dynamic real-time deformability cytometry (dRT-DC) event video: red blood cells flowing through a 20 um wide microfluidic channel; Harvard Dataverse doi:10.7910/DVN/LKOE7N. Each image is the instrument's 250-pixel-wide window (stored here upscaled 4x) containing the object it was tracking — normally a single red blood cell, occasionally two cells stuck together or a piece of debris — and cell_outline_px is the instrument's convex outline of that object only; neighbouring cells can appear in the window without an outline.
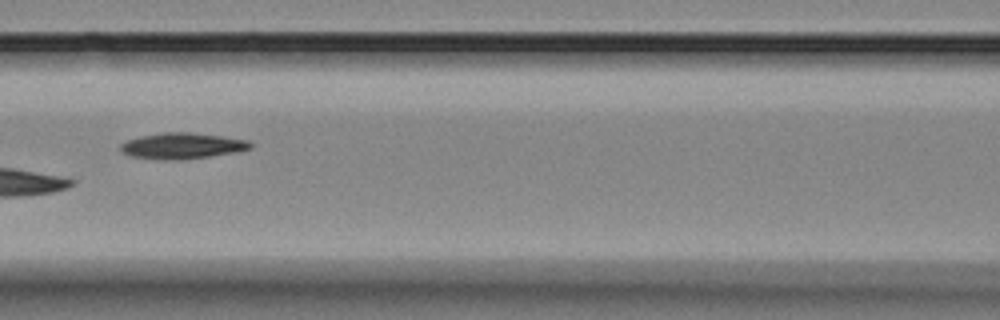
{"species": "Egyptian fruit bat (a non-hibernating species)", "species_latin": "Rousettus aegyptiacus", "temperature_condition": "room temperature", "stored_images_in_passage": 6, "segment_of_instrument_passage": [1, 2], "camera_frame_rate_fps": 3000, "um_per_image_px": 0.085, "animal": {"sex": "female"}, "frame": {"image": 1, "passage_image": 5, "time_ms": 4.333, "image_size_px": [1000, 320], "cell_outline_px": [[252, 148], [232, 152], [208, 156], [180, 160], [164, 160], [132, 156], [124, 152], [120, 148], [120, 144], [128, 140], [140, 136], [160, 132], [192, 132], [224, 136], [248, 140], [252, 144]], "centroid_in_image_um": [15.48, 12.38], "position_along_channel_um": 151.1, "area_um2": 19.54}}